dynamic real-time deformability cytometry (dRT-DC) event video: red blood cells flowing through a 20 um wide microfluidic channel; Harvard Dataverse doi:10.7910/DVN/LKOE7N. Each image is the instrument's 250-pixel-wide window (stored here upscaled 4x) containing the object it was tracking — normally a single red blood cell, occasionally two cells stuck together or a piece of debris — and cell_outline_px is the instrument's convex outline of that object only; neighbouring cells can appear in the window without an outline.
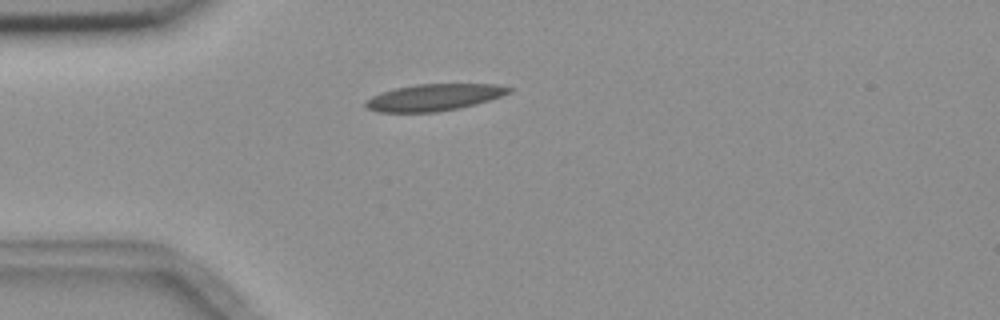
{"species": "common noctule bat (a hibernating species)", "species_latin": "Nyctalus noctula", "temperature_condition": "room temperature", "stored_images_in_passage": 2, "camera_frame_rate_fps": 3000, "um_per_image_px": 0.085, "animal": {"sex": "female", "body_mass_g": 18.4}, "frame": {"image": 1, "passage_image": 2, "time_ms": 1.667, "image_size_px": [1000, 320], "cell_outline_px": [[512, 92], [476, 104], [460, 108], [436, 112], [376, 112], [368, 108], [364, 104], [364, 100], [380, 92], [396, 88], [416, 84], [496, 84], [512, 88]], "centroid_in_image_um": [36.86, 8.28], "position_along_channel_um": 48.1, "area_um2": 22.37}}